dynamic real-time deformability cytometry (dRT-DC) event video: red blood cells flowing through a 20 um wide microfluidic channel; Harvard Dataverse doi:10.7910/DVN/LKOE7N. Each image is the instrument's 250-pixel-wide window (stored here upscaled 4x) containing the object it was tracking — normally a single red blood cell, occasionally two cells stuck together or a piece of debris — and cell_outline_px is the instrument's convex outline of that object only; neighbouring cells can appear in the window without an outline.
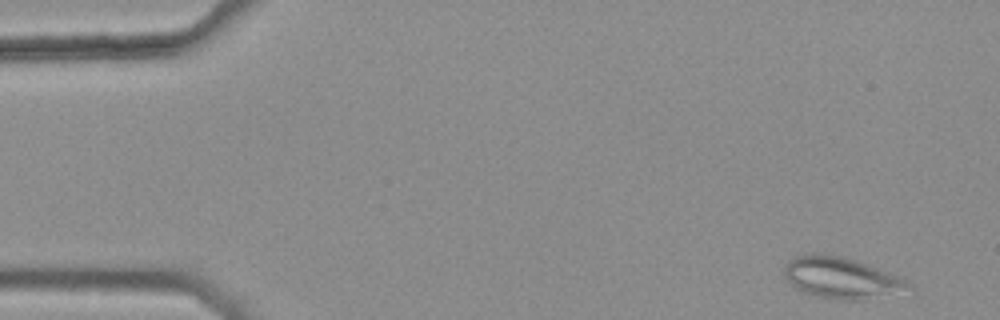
{"species": "common noctule bat (a hibernating species)", "species_latin": "Nyctalus noctula", "temperature_condition": "warm", "stored_images_in_passage": 4, "camera_frame_rate_fps": 3000, "um_per_image_px": 0.085, "animal": {"sex": "female", "body_mass_g": 25.1}, "frame": {"image": 1, "passage_image": 1, "time_ms": 0.0, "image_size_px": [1000, 320], "cell_outline_px": [[916, 296], [860, 300], [840, 300], [816, 296], [800, 292], [784, 276], [784, 268], [796, 256], [804, 252], [824, 252], [844, 256], [856, 260], [896, 276], [912, 284], [916, 292]], "centroid_in_image_um": [71.69, 23.67], "position_along_channel_um": 13.3, "area_um2": 31.39}}